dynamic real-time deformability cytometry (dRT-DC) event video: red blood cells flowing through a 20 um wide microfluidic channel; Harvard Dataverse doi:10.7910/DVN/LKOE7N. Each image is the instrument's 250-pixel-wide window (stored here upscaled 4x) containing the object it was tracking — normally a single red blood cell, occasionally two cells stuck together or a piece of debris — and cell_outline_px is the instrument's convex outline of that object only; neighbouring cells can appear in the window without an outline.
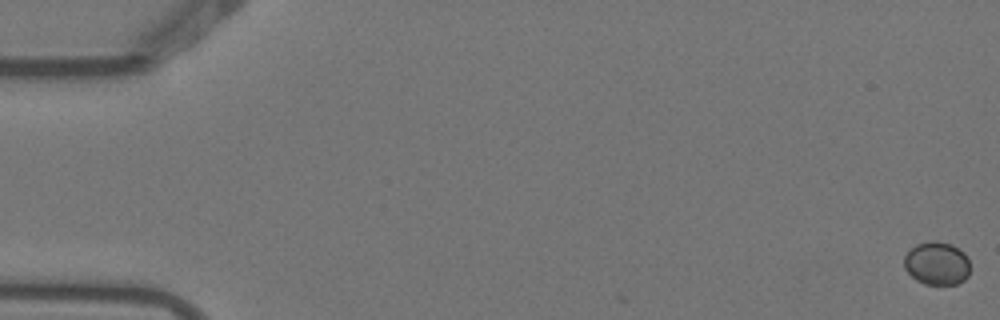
{"species": "Egyptian fruit bat (a non-hibernating species)", "species_latin": "Rousettus aegyptiacus", "temperature_condition": "warm", "stored_images_in_passage": 4, "camera_frame_rate_fps": 3000, "um_per_image_px": 0.085, "animal": {"sex": "female"}, "frame": {"image": 1, "passage_image": 1, "time_ms": 0.0, "image_size_px": [1000, 320], "cell_outline_px": [[968, 276], [964, 280], [956, 284], [924, 284], [916, 280], [904, 268], [904, 256], [916, 244], [932, 240], [936, 240], [952, 244], [964, 252], [968, 260]], "centroid_in_image_um": [79.62, 22.37], "position_along_channel_um": 5.4, "area_um2": 16.59}}
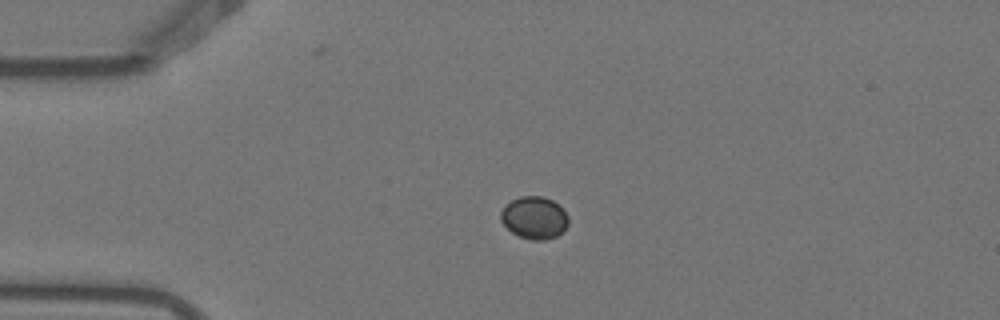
{"frame": {"image": 2, "passage_image": 3, "time_ms": 0.667, "image_size_px": [1000, 320], "cell_outline_px": [[568, 224], [556, 236], [544, 240], [532, 240], [520, 236], [512, 232], [500, 220], [500, 212], [512, 200], [520, 196], [544, 196], [552, 200], [564, 208], [568, 216]], "centroid_in_image_um": [45.43, 18.49], "position_along_channel_um": 39.6, "area_um2": 16.59}}